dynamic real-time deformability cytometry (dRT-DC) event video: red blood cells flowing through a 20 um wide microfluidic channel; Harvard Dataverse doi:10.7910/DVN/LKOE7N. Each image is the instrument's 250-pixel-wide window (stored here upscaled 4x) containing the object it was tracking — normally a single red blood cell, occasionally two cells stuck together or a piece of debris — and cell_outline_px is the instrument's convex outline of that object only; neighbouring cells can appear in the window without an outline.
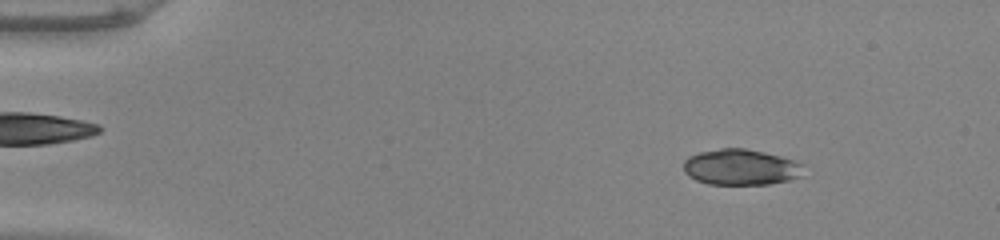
{"species": "common noctule bat (a hibernating species)", "species_latin": "Nyctalus noctula", "temperature_condition": "warm", "stored_images_in_passage": 51, "camera_frame_rate_fps": 3000, "um_per_image_px": 0.085, "animal": {"sex": "male", "body_mass_g": 20.0, "forearm_length_mm": 53.3}, "frame": {"image": 1, "passage_image": 6, "time_ms": 1.667, "image_size_px": [1000, 240], "cell_outline_px": [[804, 164], [800, 176], [788, 180], [768, 184], [708, 184], [696, 180], [688, 176], [684, 172], [684, 160], [688, 156], [700, 152], [720, 148], [744, 148], [764, 152], [780, 156]], "centroid_in_image_um": [62.93, 14.2], "position_along_channel_um": 22.1, "area_um2": 25.03}}
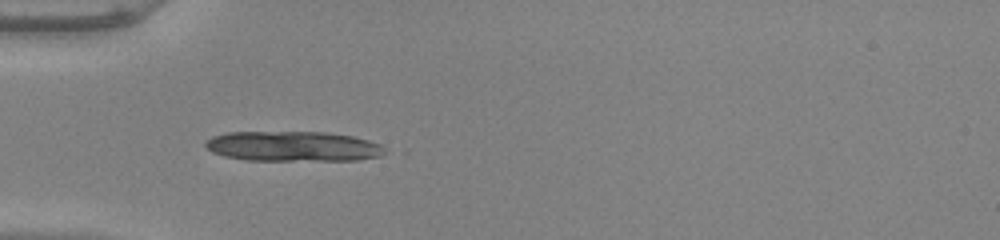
{"frame": {"image": 2, "passage_image": 16, "time_ms": 5.0, "image_size_px": [1000, 240], "cell_outline_px": [[388, 152], [380, 156], [356, 160], [248, 160], [224, 156], [212, 152], [204, 144], [204, 140], [212, 136], [228, 132], [324, 132], [352, 136], [368, 140], [380, 144]], "centroid_in_image_um": [24.9, 12.43], "position_along_channel_um": 60.1, "area_um2": 31.5}}